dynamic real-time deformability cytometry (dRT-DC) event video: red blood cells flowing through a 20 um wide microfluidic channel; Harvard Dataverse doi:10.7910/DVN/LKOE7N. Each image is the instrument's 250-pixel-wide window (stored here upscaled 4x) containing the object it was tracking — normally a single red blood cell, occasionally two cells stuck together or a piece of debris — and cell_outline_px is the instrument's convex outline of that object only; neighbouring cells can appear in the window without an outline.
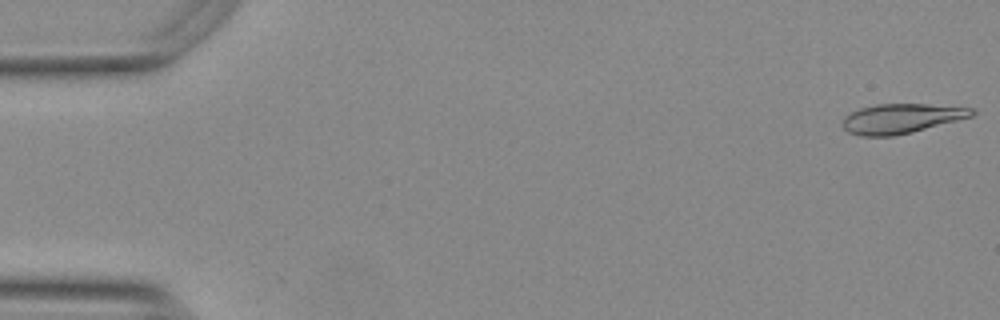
{"species": "Egyptian fruit bat (a non-hibernating species)", "species_latin": "Rousettus aegyptiacus", "temperature_condition": "warm", "stored_images_in_passage": 54, "camera_frame_rate_fps": 3000, "um_per_image_px": 0.085, "animal": {"sex": "female"}, "frame": {"image": 1, "passage_image": 1, "time_ms": 0.0, "image_size_px": [1000, 320], "cell_outline_px": [[976, 112], [972, 116], [912, 132], [892, 136], [860, 136], [848, 132], [844, 128], [844, 116], [860, 108], [876, 104], [928, 104], [972, 108]], "centroid_in_image_um": [76.6, 10.07], "position_along_channel_um": 8.4, "area_um2": 22.08}}
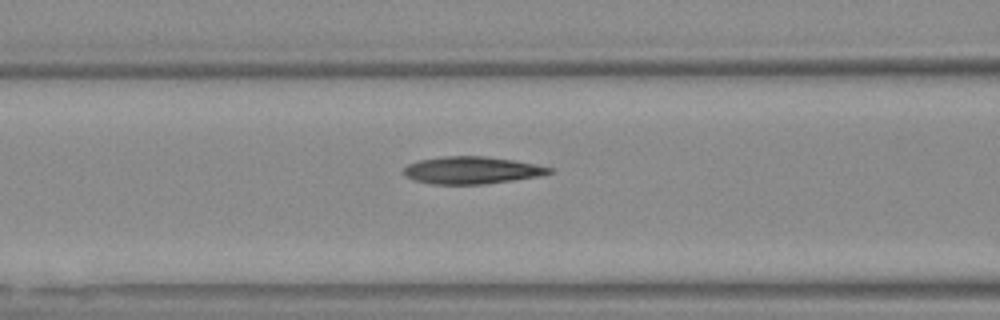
{"frame": {"image": 2, "passage_image": 22, "time_ms": 7.0, "image_size_px": [1000, 320], "cell_outline_px": [[552, 172], [540, 176], [484, 184], [432, 184], [416, 180], [404, 176], [404, 168], [408, 164], [420, 160], [444, 156], [484, 156], [512, 160], [536, 164], [552, 168]], "centroid_in_image_um": [40.09, 14.47], "position_along_channel_um": 126.5, "area_um2": 22.95}}
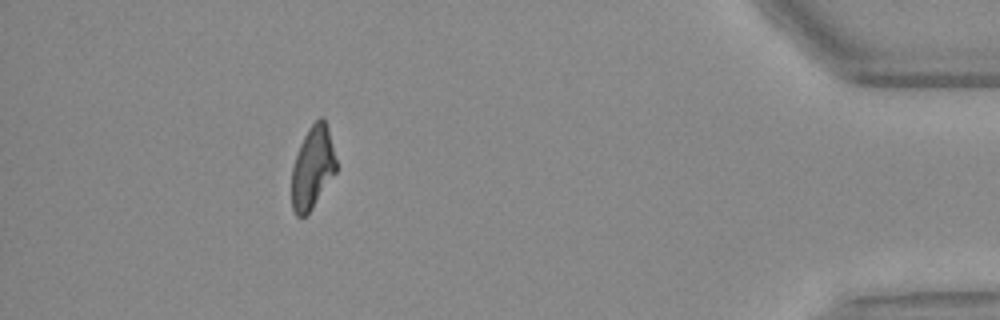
{"frame": {"image": 3, "passage_image": 49, "time_ms": 16.0, "image_size_px": [1000, 320], "cell_outline_px": [[336, 172], [312, 208], [304, 216], [296, 216], [292, 208], [292, 168], [300, 144], [308, 128], [320, 116], [324, 116], [328, 128], [336, 160]], "centroid_in_image_um": [26.57, 14.22], "position_along_channel_um": 408.6, "area_um2": 21.15}, "authors_computed_cell_mechanics": {"area_um2": 22.8888, "velocity_mm_per_s": 3.7524, "shape_relaxation_time_tau1_ms": 6.6553, "shape_relaxation_time_tau2_ms": 3.6085, "deformation_change_tau1": 0.235, "deformation_change_tau2": 0.1417}}